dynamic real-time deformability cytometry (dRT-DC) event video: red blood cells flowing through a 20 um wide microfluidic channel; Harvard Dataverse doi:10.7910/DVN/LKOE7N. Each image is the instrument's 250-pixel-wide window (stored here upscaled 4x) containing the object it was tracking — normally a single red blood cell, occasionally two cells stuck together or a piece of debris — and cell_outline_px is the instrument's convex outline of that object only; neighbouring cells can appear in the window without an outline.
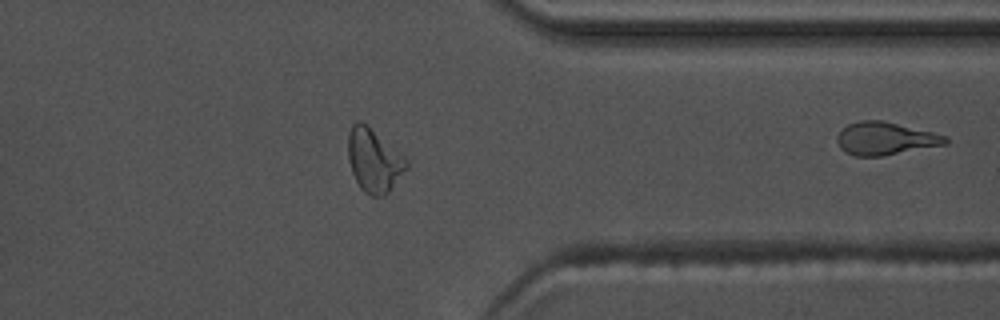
{"species": "common noctule bat (a hibernating species)", "species_latin": "Nyctalus noctula", "temperature_condition": "warm", "stored_images_in_passage": 45, "camera_frame_rate_fps": 3000, "um_per_image_px": 0.085, "animal": {"sex": "male", "body_mass_g": 17.5, "forearm_length_mm": 52.3}, "frame": {"image": 1, "passage_image": 45, "time_ms": 14.667, "image_size_px": [1000, 320], "cell_outline_px": [[948, 144], [884, 156], [856, 156], [844, 152], [840, 148], [836, 140], [836, 136], [848, 124], [860, 120], [880, 120], [932, 132], [948, 136]], "centroid_in_image_um": [75.25, 11.79], "position_along_channel_um": 336.1, "area_um2": 20.75}}